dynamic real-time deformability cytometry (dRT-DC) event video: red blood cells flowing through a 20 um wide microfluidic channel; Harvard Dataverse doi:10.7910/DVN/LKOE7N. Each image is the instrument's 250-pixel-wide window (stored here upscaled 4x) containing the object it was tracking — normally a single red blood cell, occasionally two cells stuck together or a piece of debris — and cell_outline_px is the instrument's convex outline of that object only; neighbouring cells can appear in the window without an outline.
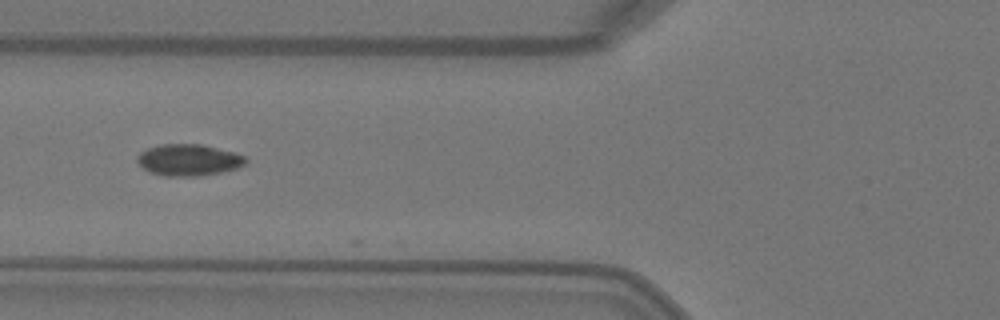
{"species": "Egyptian fruit bat (a non-hibernating species)", "species_latin": "Rousettus aegyptiacus", "temperature_condition": "warm", "stored_images_in_passage": 7, "camera_frame_rate_fps": 3000, "um_per_image_px": 0.085, "animal": {"sex": "female"}, "frame": {"image": 1, "passage_image": 6, "time_ms": 1.667, "image_size_px": [1000, 320], "cell_outline_px": [[248, 160], [244, 164], [236, 168], [220, 172], [200, 176], [164, 176], [152, 172], [144, 168], [136, 160], [136, 156], [140, 152], [148, 148], [160, 144], [200, 144], [236, 152], [244, 156]], "centroid_in_image_um": [16.03, 13.59], "position_along_channel_um": 109.8, "area_um2": 19.88}}